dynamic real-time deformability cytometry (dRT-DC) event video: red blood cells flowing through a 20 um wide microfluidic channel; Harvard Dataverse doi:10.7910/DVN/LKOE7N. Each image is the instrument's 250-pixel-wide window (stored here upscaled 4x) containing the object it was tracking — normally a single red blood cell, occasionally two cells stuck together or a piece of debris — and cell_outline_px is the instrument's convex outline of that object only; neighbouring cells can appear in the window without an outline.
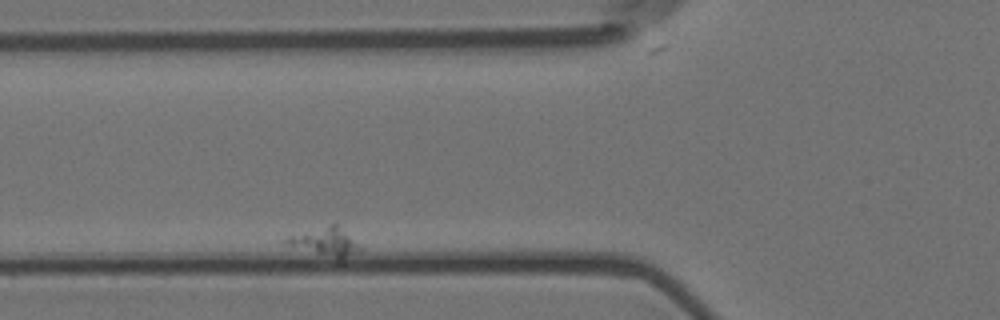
{"species": "Egyptian fruit bat (a non-hibernating species)", "species_latin": "Rousettus aegyptiacus", "temperature_condition": "room temperature", "stored_images_in_passage": 3, "camera_frame_rate_fps": 3000, "um_per_image_px": 0.085, "animal": {"sex": "female"}, "frame": {"image": 1, "passage_image": 2, "time_ms": 0.333, "image_size_px": [1000, 320], "cell_outline_px": [[364, 248], [340, 260], [336, 260], [284, 244], [280, 240], [288, 236], [332, 224], [336, 224]], "centroid_in_image_um": [27.62, 20.59], "position_along_channel_um": 98.2, "area_um2": 12.14}}